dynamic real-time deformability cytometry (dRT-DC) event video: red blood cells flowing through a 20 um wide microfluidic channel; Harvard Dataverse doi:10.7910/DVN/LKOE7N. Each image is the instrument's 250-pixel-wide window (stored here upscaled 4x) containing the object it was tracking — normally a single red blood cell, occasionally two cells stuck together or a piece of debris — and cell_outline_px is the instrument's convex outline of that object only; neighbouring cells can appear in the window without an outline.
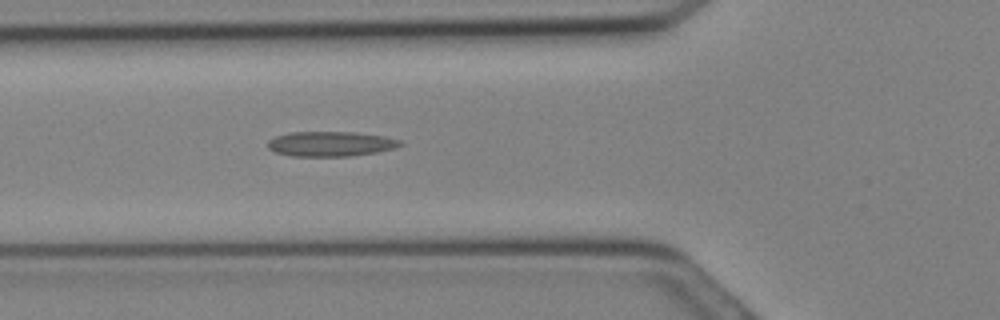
{"species": "Egyptian fruit bat (a non-hibernating species)", "species_latin": "Rousettus aegyptiacus", "temperature_condition": "cold", "stored_images_in_passage": 11, "camera_frame_rate_fps": 3000, "um_per_image_px": 0.085, "animal": {"sex": "female"}, "frame": {"image": 1, "passage_image": 11, "time_ms": 3.333, "image_size_px": [1000, 320], "cell_outline_px": [[404, 144], [396, 148], [376, 152], [352, 156], [288, 156], [276, 152], [268, 148], [268, 140], [276, 136], [288, 132], [356, 132], [384, 136], [400, 140]], "centroid_in_image_um": [28.11, 12.23], "position_along_channel_um": 97.7, "area_um2": 19.36}}